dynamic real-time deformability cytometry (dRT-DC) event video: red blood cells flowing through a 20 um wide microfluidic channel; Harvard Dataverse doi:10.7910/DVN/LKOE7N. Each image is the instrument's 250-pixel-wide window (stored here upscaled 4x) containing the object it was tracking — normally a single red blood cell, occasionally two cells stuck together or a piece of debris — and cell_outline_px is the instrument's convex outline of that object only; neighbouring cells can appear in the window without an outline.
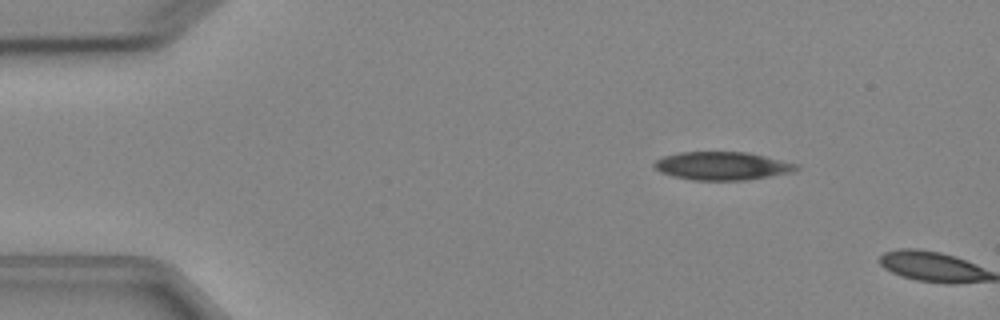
{"species": "Egyptian fruit bat (a non-hibernating species)", "species_latin": "Rousettus aegyptiacus", "temperature_condition": "cold", "stored_images_in_passage": 2, "camera_frame_rate_fps": 3000, "um_per_image_px": 0.085, "animal": {"sex": "female"}, "frame": {"image": 1, "passage_image": 1, "time_ms": 0.0, "image_size_px": [1000, 320], "cell_outline_px": [[800, 168], [792, 172], [744, 180], [692, 180], [672, 176], [660, 172], [652, 164], [656, 160], [664, 156], [680, 152], [748, 152], [800, 164]], "centroid_in_image_um": [61.39, 14.1], "position_along_channel_um": 23.6, "area_um2": 23.35}}